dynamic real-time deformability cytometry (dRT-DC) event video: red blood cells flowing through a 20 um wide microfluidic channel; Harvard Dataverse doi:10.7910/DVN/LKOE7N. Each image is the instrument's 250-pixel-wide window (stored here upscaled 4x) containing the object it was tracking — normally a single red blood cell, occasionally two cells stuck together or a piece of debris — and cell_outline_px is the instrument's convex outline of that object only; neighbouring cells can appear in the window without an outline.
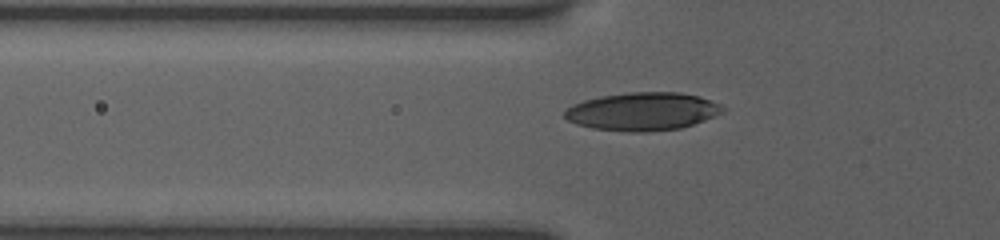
{"species": "human", "species_latin": "Homo sapiens", "temperature_condition": "room temperature", "stored_images_in_passage": 43, "camera_frame_rate_fps": 3000, "um_per_image_px": 0.085, "donor": {"sex": "female"}, "frame": {"image": 1, "passage_image": 10, "time_ms": 3.0, "image_size_px": [1000, 240], "cell_outline_px": [[728, 108], [724, 112], [704, 120], [680, 128], [648, 132], [632, 132], [592, 128], [576, 124], [568, 120], [564, 116], [564, 112], [572, 104], [584, 100], [600, 96], [632, 92], [680, 92], [700, 96], [720, 104]], "centroid_in_image_um": [54.64, 9.47], "position_along_channel_um": 71.2, "area_um2": 35.14}}
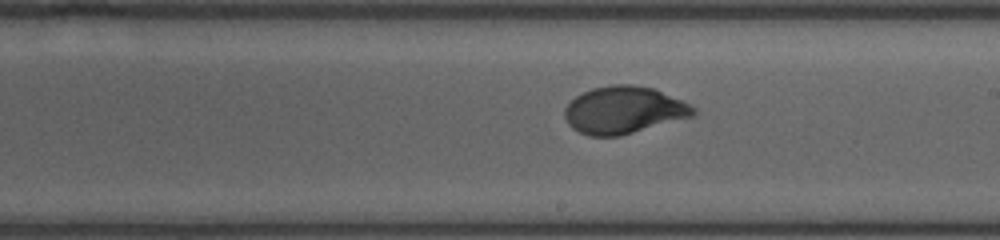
{"frame": {"image": 2, "passage_image": 23, "time_ms": 7.333, "image_size_px": [1000, 240], "cell_outline_px": [[696, 112], [692, 116], [620, 136], [588, 136], [572, 128], [568, 124], [564, 116], [564, 108], [576, 96], [592, 88], [612, 84], [632, 84], [652, 88], [680, 100], [696, 108]], "centroid_in_image_um": [52.97, 9.36], "position_along_channel_um": 236.0, "area_um2": 35.14}}
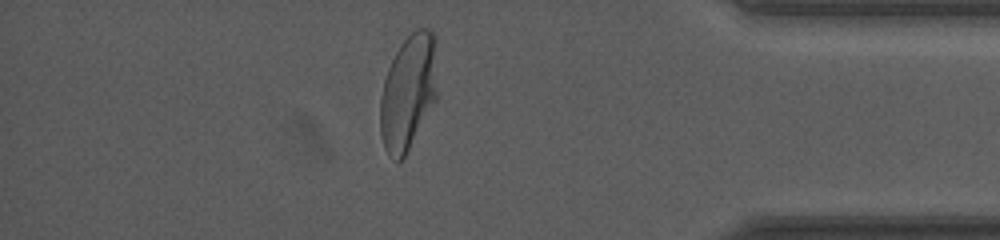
{"frame": {"image": 3, "passage_image": 38, "time_ms": 12.333, "image_size_px": [1000, 240], "cell_outline_px": [[436, 100], [404, 156], [400, 160], [396, 160], [388, 156], [384, 148], [380, 132], [380, 100], [384, 80], [388, 68], [400, 44], [416, 28], [428, 28], [436, 36]], "centroid_in_image_um": [34.7, 7.81], "position_along_channel_um": 400.5, "area_um2": 38.32}}